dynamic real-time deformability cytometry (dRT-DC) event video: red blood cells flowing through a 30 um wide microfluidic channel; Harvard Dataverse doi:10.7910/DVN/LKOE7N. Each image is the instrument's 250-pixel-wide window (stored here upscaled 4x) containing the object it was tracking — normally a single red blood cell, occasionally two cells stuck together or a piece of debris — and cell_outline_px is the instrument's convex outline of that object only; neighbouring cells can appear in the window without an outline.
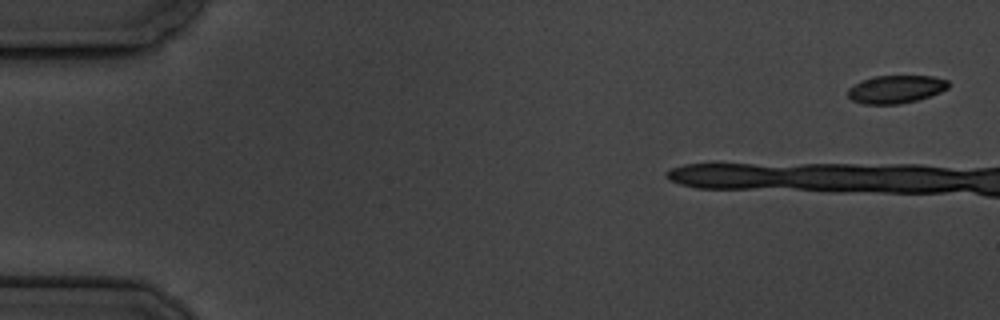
{"species": "common noctule bat (a hibernating species)", "species_latin": "Nyctalus noctula", "temperature_condition": "cold", "stored_images_in_passage": 4, "camera_frame_rate_fps": 3000, "um_per_image_px": 0.085, "animal": {"sex": "male", "body_mass_g": 19.5, "forearm_length_mm": 54.6}, "frame": {"image": 1, "passage_image": 1, "time_ms": 0.0, "image_size_px": [1000, 320], "cell_outline_px": [[948, 88], [940, 92], [916, 100], [900, 104], [864, 104], [852, 100], [848, 96], [848, 88], [864, 80], [876, 76], [932, 76], [948, 80]], "centroid_in_image_um": [76.15, 7.59], "position_along_channel_um": 8.8, "area_um2": 16.13}}